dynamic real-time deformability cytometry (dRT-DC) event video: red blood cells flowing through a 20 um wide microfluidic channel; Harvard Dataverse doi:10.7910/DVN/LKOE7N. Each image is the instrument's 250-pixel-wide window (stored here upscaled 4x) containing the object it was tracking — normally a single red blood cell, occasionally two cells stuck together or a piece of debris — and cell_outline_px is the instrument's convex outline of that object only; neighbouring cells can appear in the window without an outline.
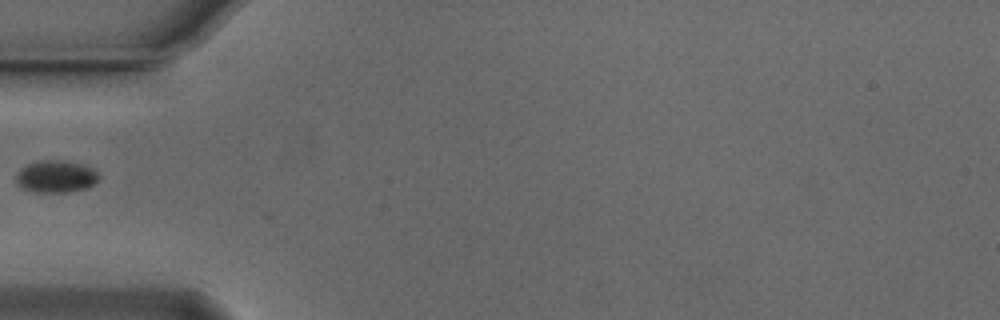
{"species": "Egyptian fruit bat (a non-hibernating species)", "species_latin": "Rousettus aegyptiacus", "temperature_condition": "cold", "stored_images_in_passage": 35, "camera_frame_rate_fps": 3000, "um_per_image_px": 0.085, "animal": {"sex": "male"}, "frame": {"image": 1, "passage_image": 1, "time_ms": 0.0, "image_size_px": [1000, 320], "cell_outline_px": [[100, 176], [88, 188], [68, 192], [32, 192], [20, 188], [16, 184], [16, 176], [20, 168], [28, 164], [40, 160], [64, 160], [84, 164], [92, 168]], "centroid_in_image_um": [4.72, 15.0], "position_along_channel_um": 80.3, "area_um2": 15.72}}
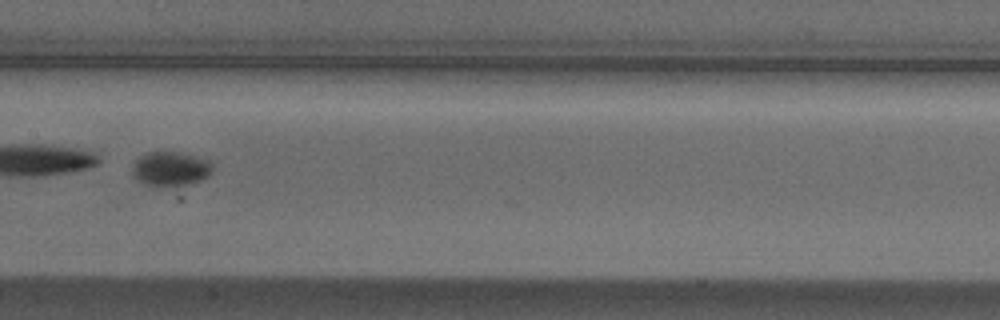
{"frame": {"image": 2, "passage_image": 10, "time_ms": 3.0, "image_size_px": [1000, 320], "cell_outline_px": [[212, 172], [204, 180], [184, 184], [156, 188], [144, 184], [132, 176], [132, 164], [140, 156], [148, 152], [180, 152], [208, 160], [212, 164]], "centroid_in_image_um": [14.46, 14.37], "position_along_channel_um": 192.9, "area_um2": 16.3}}